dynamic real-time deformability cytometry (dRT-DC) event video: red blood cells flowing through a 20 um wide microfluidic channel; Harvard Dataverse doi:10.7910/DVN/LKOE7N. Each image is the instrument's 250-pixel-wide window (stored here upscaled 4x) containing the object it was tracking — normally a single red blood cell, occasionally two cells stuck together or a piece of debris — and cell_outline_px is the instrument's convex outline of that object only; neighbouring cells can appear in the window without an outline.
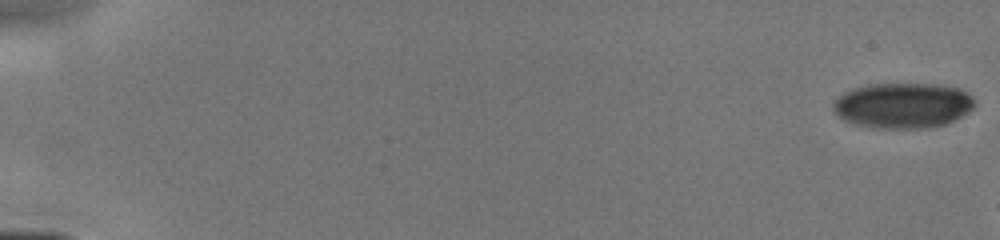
{"species": "human", "species_latin": "Homo sapiens", "temperature_condition": "cold", "stored_images_in_passage": 7, "camera_frame_rate_fps": 3000, "um_per_image_px": 0.085, "donor": {"sex": "male"}, "frame": {"image": 1, "passage_image": 1, "time_ms": 0.0, "image_size_px": [1000, 240], "cell_outline_px": [[976, 104], [968, 112], [948, 124], [928, 128], [872, 128], [856, 124], [844, 120], [832, 108], [832, 104], [844, 92], [868, 84], [936, 84], [960, 88], [972, 96]], "centroid_in_image_um": [76.78, 8.97], "position_along_channel_um": 8.2, "area_um2": 37.51}}